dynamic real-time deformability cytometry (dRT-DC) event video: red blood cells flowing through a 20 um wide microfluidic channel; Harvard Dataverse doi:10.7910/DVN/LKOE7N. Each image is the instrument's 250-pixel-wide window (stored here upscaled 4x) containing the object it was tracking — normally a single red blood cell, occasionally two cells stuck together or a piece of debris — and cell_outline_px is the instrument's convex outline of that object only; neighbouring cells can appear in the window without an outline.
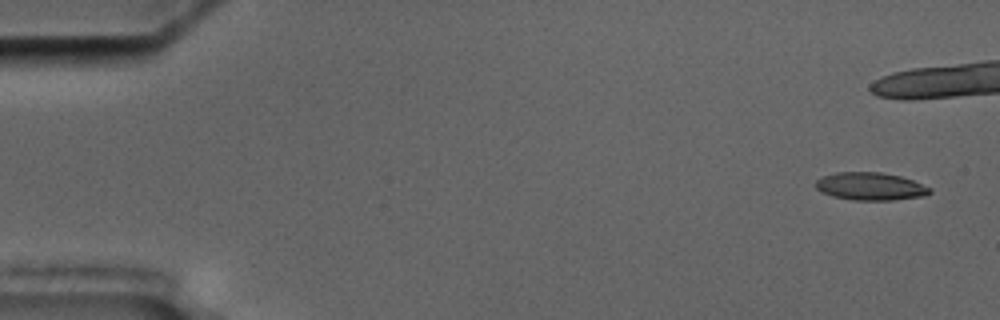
{"species": "common noctule bat (a hibernating species)", "species_latin": "Nyctalus noctula", "temperature_condition": "cold", "stored_images_in_passage": 8, "camera_frame_rate_fps": 3000, "um_per_image_px": 0.085, "animal": {"sex": "male", "body_mass_g": 17.5, "forearm_length_mm": 52.3}, "frame": {"image": 1, "passage_image": 1, "time_ms": 0.0, "image_size_px": [1000, 320], "cell_outline_px": [[932, 192], [924, 196], [892, 200], [852, 200], [832, 196], [820, 192], [816, 188], [816, 180], [820, 176], [836, 172], [880, 172], [900, 176], [912, 180], [932, 188]], "centroid_in_image_um": [73.96, 15.84], "position_along_channel_um": 11.0, "area_um2": 18.61}}
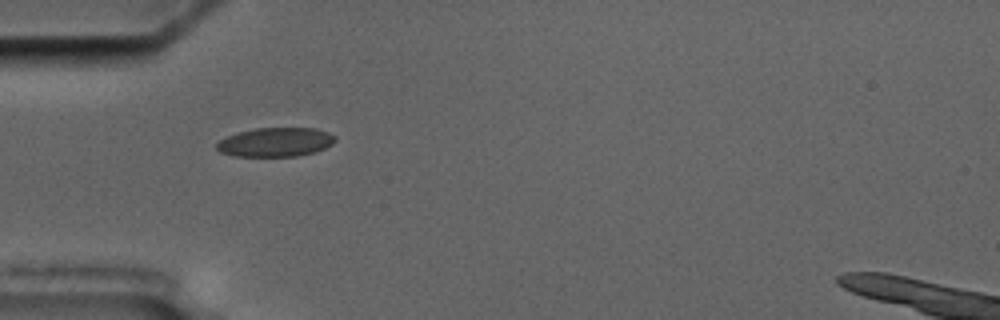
{"frame": {"image": 2, "passage_image": 7, "time_ms": 7.0, "image_size_px": [1000, 320], "cell_outline_px": [[336, 140], [332, 144], [324, 148], [312, 152], [296, 156], [236, 156], [220, 152], [216, 148], [216, 144], [220, 140], [236, 132], [256, 128], [316, 128], [328, 132], [336, 136]], "centroid_in_image_um": [23.42, 12.07], "position_along_channel_um": 61.6, "area_um2": 20.0}}